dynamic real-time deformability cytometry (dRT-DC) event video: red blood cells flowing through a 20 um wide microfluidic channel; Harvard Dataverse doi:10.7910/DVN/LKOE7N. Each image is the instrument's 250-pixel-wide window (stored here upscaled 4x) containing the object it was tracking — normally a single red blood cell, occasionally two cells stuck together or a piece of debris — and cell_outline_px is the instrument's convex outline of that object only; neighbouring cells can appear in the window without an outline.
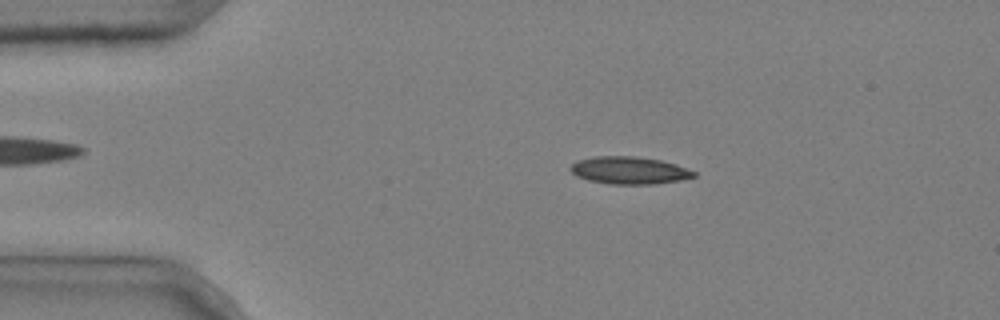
{"species": "common noctule bat (a hibernating species)", "species_latin": "Nyctalus noctula", "temperature_condition": "cold", "stored_images_in_passage": 50, "camera_frame_rate_fps": 3000, "um_per_image_px": 0.085, "animal": {"sex": "male", "body_mass_g": 20.4}, "frame": {"image": 1, "passage_image": 9, "time_ms": 2.667, "image_size_px": [1000, 320], "cell_outline_px": [[696, 176], [680, 180], [656, 184], [612, 184], [588, 180], [576, 176], [568, 168], [576, 160], [596, 156], [636, 156], [660, 160], [676, 164], [696, 172]], "centroid_in_image_um": [53.47, 14.48], "position_along_channel_um": 31.5, "area_um2": 19.77}}
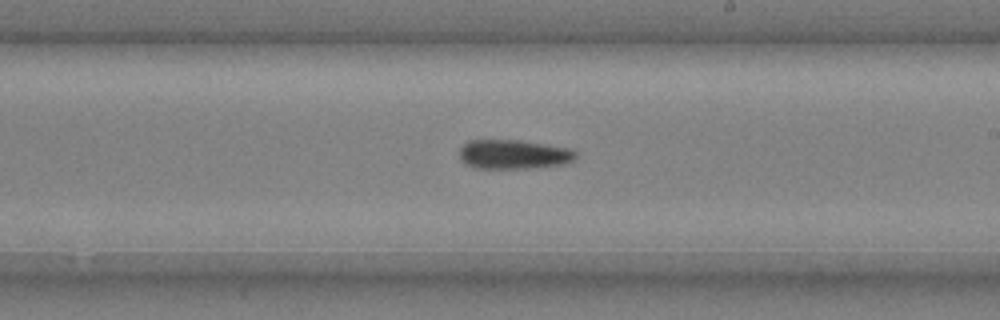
{"frame": {"image": 2, "passage_image": 30, "time_ms": 9.667, "image_size_px": [1000, 320], "cell_outline_px": [[576, 156], [572, 160], [564, 164], [528, 168], [472, 168], [464, 164], [460, 160], [460, 148], [468, 140], [520, 140], [568, 148], [576, 152]], "centroid_in_image_um": [43.6, 13.12], "position_along_channel_um": 245.4, "area_um2": 19.83}}
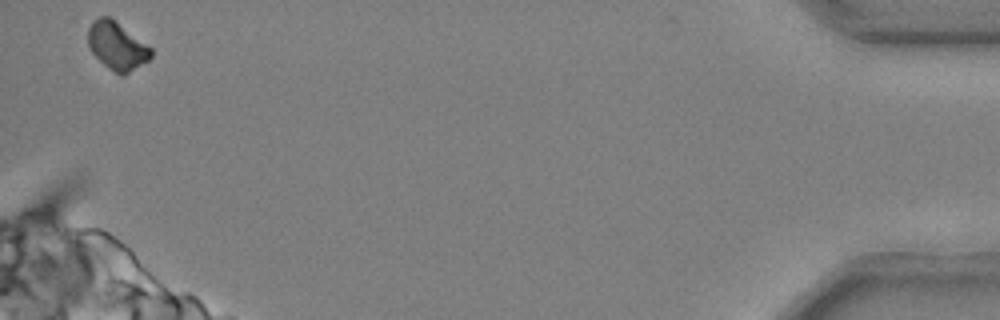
{"frame": {"image": 3, "passage_image": 50, "time_ms": 16.333, "image_size_px": [1000, 320], "cell_outline_px": [[152, 56], [148, 60], [124, 76], [120, 76], [108, 68], [88, 48], [88, 28], [92, 20], [100, 16], [108, 16], [152, 48]], "centroid_in_image_um": [9.92, 3.91], "position_along_channel_um": 425.3, "area_um2": 17.46}, "authors_computed_cell_mechanics": {"area_um2": 19.3052, "velocity_mm_per_s": 3.6957, "shape_relaxation_time_tau1_ms": 4.0315, "shape_relaxation_time_tau2_ms": null, "deformation_change_tau1": 0.1136, "deformation_change_tau2": null}}